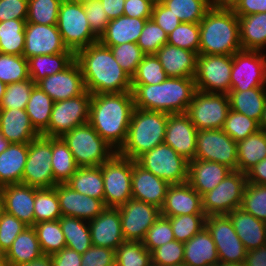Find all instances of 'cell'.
<instances>
[{"mask_svg":"<svg viewBox=\"0 0 266 266\" xmlns=\"http://www.w3.org/2000/svg\"><path fill=\"white\" fill-rule=\"evenodd\" d=\"M85 88L90 94L130 92L131 77L99 41L75 53Z\"/></svg>","mask_w":266,"mask_h":266,"instance_id":"obj_1","label":"cell"},{"mask_svg":"<svg viewBox=\"0 0 266 266\" xmlns=\"http://www.w3.org/2000/svg\"><path fill=\"white\" fill-rule=\"evenodd\" d=\"M134 109L132 91L91 94L88 123L118 152L126 142Z\"/></svg>","mask_w":266,"mask_h":266,"instance_id":"obj_2","label":"cell"},{"mask_svg":"<svg viewBox=\"0 0 266 266\" xmlns=\"http://www.w3.org/2000/svg\"><path fill=\"white\" fill-rule=\"evenodd\" d=\"M135 108L164 112L186 113L196 85L194 78L167 77L155 85H131Z\"/></svg>","mask_w":266,"mask_h":266,"instance_id":"obj_3","label":"cell"},{"mask_svg":"<svg viewBox=\"0 0 266 266\" xmlns=\"http://www.w3.org/2000/svg\"><path fill=\"white\" fill-rule=\"evenodd\" d=\"M202 55H231L242 50L238 16L229 6L214 4L199 22Z\"/></svg>","mask_w":266,"mask_h":266,"instance_id":"obj_4","label":"cell"},{"mask_svg":"<svg viewBox=\"0 0 266 266\" xmlns=\"http://www.w3.org/2000/svg\"><path fill=\"white\" fill-rule=\"evenodd\" d=\"M168 113L135 108L125 144L118 153L136 160L164 142Z\"/></svg>","mask_w":266,"mask_h":266,"instance_id":"obj_5","label":"cell"},{"mask_svg":"<svg viewBox=\"0 0 266 266\" xmlns=\"http://www.w3.org/2000/svg\"><path fill=\"white\" fill-rule=\"evenodd\" d=\"M61 138L79 167L100 166L116 153L89 123L73 128Z\"/></svg>","mask_w":266,"mask_h":266,"instance_id":"obj_6","label":"cell"},{"mask_svg":"<svg viewBox=\"0 0 266 266\" xmlns=\"http://www.w3.org/2000/svg\"><path fill=\"white\" fill-rule=\"evenodd\" d=\"M57 27L64 45L74 53L99 41L80 3L71 0L61 2Z\"/></svg>","mask_w":266,"mask_h":266,"instance_id":"obj_7","label":"cell"},{"mask_svg":"<svg viewBox=\"0 0 266 266\" xmlns=\"http://www.w3.org/2000/svg\"><path fill=\"white\" fill-rule=\"evenodd\" d=\"M104 180V205L117 208L132 199L133 160L116 152L100 165Z\"/></svg>","mask_w":266,"mask_h":266,"instance_id":"obj_8","label":"cell"},{"mask_svg":"<svg viewBox=\"0 0 266 266\" xmlns=\"http://www.w3.org/2000/svg\"><path fill=\"white\" fill-rule=\"evenodd\" d=\"M135 161L170 185L188 182L189 161L164 143L145 152Z\"/></svg>","mask_w":266,"mask_h":266,"instance_id":"obj_9","label":"cell"},{"mask_svg":"<svg viewBox=\"0 0 266 266\" xmlns=\"http://www.w3.org/2000/svg\"><path fill=\"white\" fill-rule=\"evenodd\" d=\"M247 176L239 170H232L213 189L202 195V208L206 216L228 215L240 208Z\"/></svg>","mask_w":266,"mask_h":266,"instance_id":"obj_10","label":"cell"},{"mask_svg":"<svg viewBox=\"0 0 266 266\" xmlns=\"http://www.w3.org/2000/svg\"><path fill=\"white\" fill-rule=\"evenodd\" d=\"M91 94L54 102L48 128L41 134L45 137H62L73 128L88 123Z\"/></svg>","mask_w":266,"mask_h":266,"instance_id":"obj_11","label":"cell"},{"mask_svg":"<svg viewBox=\"0 0 266 266\" xmlns=\"http://www.w3.org/2000/svg\"><path fill=\"white\" fill-rule=\"evenodd\" d=\"M232 56L202 55L197 57L194 81L196 90L228 94L231 88Z\"/></svg>","mask_w":266,"mask_h":266,"instance_id":"obj_12","label":"cell"},{"mask_svg":"<svg viewBox=\"0 0 266 266\" xmlns=\"http://www.w3.org/2000/svg\"><path fill=\"white\" fill-rule=\"evenodd\" d=\"M52 137L40 135L28 143V157L22 184L35 188H52L58 184L52 171Z\"/></svg>","mask_w":266,"mask_h":266,"instance_id":"obj_13","label":"cell"},{"mask_svg":"<svg viewBox=\"0 0 266 266\" xmlns=\"http://www.w3.org/2000/svg\"><path fill=\"white\" fill-rule=\"evenodd\" d=\"M229 109L227 94L196 90L186 114L198 130L222 129Z\"/></svg>","mask_w":266,"mask_h":266,"instance_id":"obj_14","label":"cell"},{"mask_svg":"<svg viewBox=\"0 0 266 266\" xmlns=\"http://www.w3.org/2000/svg\"><path fill=\"white\" fill-rule=\"evenodd\" d=\"M259 50H240L232 56L230 91L266 87V54Z\"/></svg>","mask_w":266,"mask_h":266,"instance_id":"obj_15","label":"cell"},{"mask_svg":"<svg viewBox=\"0 0 266 266\" xmlns=\"http://www.w3.org/2000/svg\"><path fill=\"white\" fill-rule=\"evenodd\" d=\"M195 159L217 162L237 170V142L222 129L198 130Z\"/></svg>","mask_w":266,"mask_h":266,"instance_id":"obj_16","label":"cell"},{"mask_svg":"<svg viewBox=\"0 0 266 266\" xmlns=\"http://www.w3.org/2000/svg\"><path fill=\"white\" fill-rule=\"evenodd\" d=\"M205 227L211 233L220 263L245 261L247 251L228 215L206 216Z\"/></svg>","mask_w":266,"mask_h":266,"instance_id":"obj_17","label":"cell"},{"mask_svg":"<svg viewBox=\"0 0 266 266\" xmlns=\"http://www.w3.org/2000/svg\"><path fill=\"white\" fill-rule=\"evenodd\" d=\"M117 208L125 241L142 242L148 229L161 216L158 207L133 198Z\"/></svg>","mask_w":266,"mask_h":266,"instance_id":"obj_18","label":"cell"},{"mask_svg":"<svg viewBox=\"0 0 266 266\" xmlns=\"http://www.w3.org/2000/svg\"><path fill=\"white\" fill-rule=\"evenodd\" d=\"M36 85L54 102L77 97L86 91L82 72L76 60L66 69L47 76Z\"/></svg>","mask_w":266,"mask_h":266,"instance_id":"obj_19","label":"cell"},{"mask_svg":"<svg viewBox=\"0 0 266 266\" xmlns=\"http://www.w3.org/2000/svg\"><path fill=\"white\" fill-rule=\"evenodd\" d=\"M73 52L63 43L57 25L26 23L23 56L29 59L36 55Z\"/></svg>","mask_w":266,"mask_h":266,"instance_id":"obj_20","label":"cell"},{"mask_svg":"<svg viewBox=\"0 0 266 266\" xmlns=\"http://www.w3.org/2000/svg\"><path fill=\"white\" fill-rule=\"evenodd\" d=\"M198 129L186 113L168 114L164 144L172 147L187 161L195 159Z\"/></svg>","mask_w":266,"mask_h":266,"instance_id":"obj_21","label":"cell"},{"mask_svg":"<svg viewBox=\"0 0 266 266\" xmlns=\"http://www.w3.org/2000/svg\"><path fill=\"white\" fill-rule=\"evenodd\" d=\"M54 188L62 216L80 218L89 222L106 208L101 200L74 191L66 183H58Z\"/></svg>","mask_w":266,"mask_h":266,"instance_id":"obj_22","label":"cell"},{"mask_svg":"<svg viewBox=\"0 0 266 266\" xmlns=\"http://www.w3.org/2000/svg\"><path fill=\"white\" fill-rule=\"evenodd\" d=\"M170 184L133 160L132 198L162 208Z\"/></svg>","mask_w":266,"mask_h":266,"instance_id":"obj_23","label":"cell"},{"mask_svg":"<svg viewBox=\"0 0 266 266\" xmlns=\"http://www.w3.org/2000/svg\"><path fill=\"white\" fill-rule=\"evenodd\" d=\"M92 245L116 250L125 239L118 208L106 207L89 221Z\"/></svg>","mask_w":266,"mask_h":266,"instance_id":"obj_24","label":"cell"},{"mask_svg":"<svg viewBox=\"0 0 266 266\" xmlns=\"http://www.w3.org/2000/svg\"><path fill=\"white\" fill-rule=\"evenodd\" d=\"M0 190L3 196L4 211L15 216L27 226H33L35 224V187L19 183L2 186Z\"/></svg>","mask_w":266,"mask_h":266,"instance_id":"obj_25","label":"cell"},{"mask_svg":"<svg viewBox=\"0 0 266 266\" xmlns=\"http://www.w3.org/2000/svg\"><path fill=\"white\" fill-rule=\"evenodd\" d=\"M189 214H205L202 208V196L188 182L170 185L161 208V215L175 217Z\"/></svg>","mask_w":266,"mask_h":266,"instance_id":"obj_26","label":"cell"},{"mask_svg":"<svg viewBox=\"0 0 266 266\" xmlns=\"http://www.w3.org/2000/svg\"><path fill=\"white\" fill-rule=\"evenodd\" d=\"M155 55L168 77L194 78L198 53L166 43Z\"/></svg>","mask_w":266,"mask_h":266,"instance_id":"obj_27","label":"cell"},{"mask_svg":"<svg viewBox=\"0 0 266 266\" xmlns=\"http://www.w3.org/2000/svg\"><path fill=\"white\" fill-rule=\"evenodd\" d=\"M0 131L10 143H30L40 136L25 109H0Z\"/></svg>","mask_w":266,"mask_h":266,"instance_id":"obj_28","label":"cell"},{"mask_svg":"<svg viewBox=\"0 0 266 266\" xmlns=\"http://www.w3.org/2000/svg\"><path fill=\"white\" fill-rule=\"evenodd\" d=\"M228 216L246 251L266 245V222L258 220L242 208L234 209Z\"/></svg>","mask_w":266,"mask_h":266,"instance_id":"obj_29","label":"cell"},{"mask_svg":"<svg viewBox=\"0 0 266 266\" xmlns=\"http://www.w3.org/2000/svg\"><path fill=\"white\" fill-rule=\"evenodd\" d=\"M231 171L217 162L194 159L189 161L188 183L202 196L213 190Z\"/></svg>","mask_w":266,"mask_h":266,"instance_id":"obj_30","label":"cell"},{"mask_svg":"<svg viewBox=\"0 0 266 266\" xmlns=\"http://www.w3.org/2000/svg\"><path fill=\"white\" fill-rule=\"evenodd\" d=\"M150 18H133L122 15L110 20L99 42L104 46H116L123 43H137L144 25Z\"/></svg>","mask_w":266,"mask_h":266,"instance_id":"obj_31","label":"cell"},{"mask_svg":"<svg viewBox=\"0 0 266 266\" xmlns=\"http://www.w3.org/2000/svg\"><path fill=\"white\" fill-rule=\"evenodd\" d=\"M220 263L211 233L204 227L184 242V266H207Z\"/></svg>","mask_w":266,"mask_h":266,"instance_id":"obj_32","label":"cell"},{"mask_svg":"<svg viewBox=\"0 0 266 266\" xmlns=\"http://www.w3.org/2000/svg\"><path fill=\"white\" fill-rule=\"evenodd\" d=\"M28 157V143H11L0 154V187L22 183Z\"/></svg>","mask_w":266,"mask_h":266,"instance_id":"obj_33","label":"cell"},{"mask_svg":"<svg viewBox=\"0 0 266 266\" xmlns=\"http://www.w3.org/2000/svg\"><path fill=\"white\" fill-rule=\"evenodd\" d=\"M227 95L231 110L244 114L259 123L266 104V87L230 91Z\"/></svg>","mask_w":266,"mask_h":266,"instance_id":"obj_34","label":"cell"},{"mask_svg":"<svg viewBox=\"0 0 266 266\" xmlns=\"http://www.w3.org/2000/svg\"><path fill=\"white\" fill-rule=\"evenodd\" d=\"M43 255L33 226H27L13 241L6 252L10 266L29 263Z\"/></svg>","mask_w":266,"mask_h":266,"instance_id":"obj_35","label":"cell"},{"mask_svg":"<svg viewBox=\"0 0 266 266\" xmlns=\"http://www.w3.org/2000/svg\"><path fill=\"white\" fill-rule=\"evenodd\" d=\"M239 33L243 50H259L266 46V12L240 16Z\"/></svg>","mask_w":266,"mask_h":266,"instance_id":"obj_36","label":"cell"},{"mask_svg":"<svg viewBox=\"0 0 266 266\" xmlns=\"http://www.w3.org/2000/svg\"><path fill=\"white\" fill-rule=\"evenodd\" d=\"M74 60V52L33 56L27 59L29 77L37 84L47 76L66 69Z\"/></svg>","mask_w":266,"mask_h":266,"instance_id":"obj_37","label":"cell"},{"mask_svg":"<svg viewBox=\"0 0 266 266\" xmlns=\"http://www.w3.org/2000/svg\"><path fill=\"white\" fill-rule=\"evenodd\" d=\"M266 158V134L262 130L237 142V170L247 173Z\"/></svg>","mask_w":266,"mask_h":266,"instance_id":"obj_38","label":"cell"},{"mask_svg":"<svg viewBox=\"0 0 266 266\" xmlns=\"http://www.w3.org/2000/svg\"><path fill=\"white\" fill-rule=\"evenodd\" d=\"M66 184L74 191L104 203V180L100 166L79 167Z\"/></svg>","mask_w":266,"mask_h":266,"instance_id":"obj_39","label":"cell"},{"mask_svg":"<svg viewBox=\"0 0 266 266\" xmlns=\"http://www.w3.org/2000/svg\"><path fill=\"white\" fill-rule=\"evenodd\" d=\"M59 221L65 237L66 247L82 255L92 246L88 221L69 216H61Z\"/></svg>","mask_w":266,"mask_h":266,"instance_id":"obj_40","label":"cell"},{"mask_svg":"<svg viewBox=\"0 0 266 266\" xmlns=\"http://www.w3.org/2000/svg\"><path fill=\"white\" fill-rule=\"evenodd\" d=\"M54 101L37 85L31 91L27 112L32 126L41 135L49 125Z\"/></svg>","mask_w":266,"mask_h":266,"instance_id":"obj_41","label":"cell"},{"mask_svg":"<svg viewBox=\"0 0 266 266\" xmlns=\"http://www.w3.org/2000/svg\"><path fill=\"white\" fill-rule=\"evenodd\" d=\"M52 171L57 183H66L79 166L61 137H52Z\"/></svg>","mask_w":266,"mask_h":266,"instance_id":"obj_42","label":"cell"},{"mask_svg":"<svg viewBox=\"0 0 266 266\" xmlns=\"http://www.w3.org/2000/svg\"><path fill=\"white\" fill-rule=\"evenodd\" d=\"M26 20L0 22V53L22 55L25 47Z\"/></svg>","mask_w":266,"mask_h":266,"instance_id":"obj_43","label":"cell"},{"mask_svg":"<svg viewBox=\"0 0 266 266\" xmlns=\"http://www.w3.org/2000/svg\"><path fill=\"white\" fill-rule=\"evenodd\" d=\"M43 254L53 255L66 247L60 221H41L33 225Z\"/></svg>","mask_w":266,"mask_h":266,"instance_id":"obj_44","label":"cell"},{"mask_svg":"<svg viewBox=\"0 0 266 266\" xmlns=\"http://www.w3.org/2000/svg\"><path fill=\"white\" fill-rule=\"evenodd\" d=\"M162 4L181 22L199 23L214 5V0H165Z\"/></svg>","mask_w":266,"mask_h":266,"instance_id":"obj_45","label":"cell"},{"mask_svg":"<svg viewBox=\"0 0 266 266\" xmlns=\"http://www.w3.org/2000/svg\"><path fill=\"white\" fill-rule=\"evenodd\" d=\"M62 216L57 192L52 188H35V224L41 221H54Z\"/></svg>","mask_w":266,"mask_h":266,"instance_id":"obj_46","label":"cell"},{"mask_svg":"<svg viewBox=\"0 0 266 266\" xmlns=\"http://www.w3.org/2000/svg\"><path fill=\"white\" fill-rule=\"evenodd\" d=\"M115 266H152L151 253L142 242L125 241L115 250Z\"/></svg>","mask_w":266,"mask_h":266,"instance_id":"obj_47","label":"cell"},{"mask_svg":"<svg viewBox=\"0 0 266 266\" xmlns=\"http://www.w3.org/2000/svg\"><path fill=\"white\" fill-rule=\"evenodd\" d=\"M28 79V61L23 55L0 53V81L8 85Z\"/></svg>","mask_w":266,"mask_h":266,"instance_id":"obj_48","label":"cell"},{"mask_svg":"<svg viewBox=\"0 0 266 266\" xmlns=\"http://www.w3.org/2000/svg\"><path fill=\"white\" fill-rule=\"evenodd\" d=\"M167 77L155 54L144 55L135 75L131 78V85H155L162 83Z\"/></svg>","mask_w":266,"mask_h":266,"instance_id":"obj_49","label":"cell"},{"mask_svg":"<svg viewBox=\"0 0 266 266\" xmlns=\"http://www.w3.org/2000/svg\"><path fill=\"white\" fill-rule=\"evenodd\" d=\"M63 0H28L27 23L57 25L58 14Z\"/></svg>","mask_w":266,"mask_h":266,"instance_id":"obj_50","label":"cell"},{"mask_svg":"<svg viewBox=\"0 0 266 266\" xmlns=\"http://www.w3.org/2000/svg\"><path fill=\"white\" fill-rule=\"evenodd\" d=\"M170 220L175 240L186 242L205 227V214L179 215L167 217Z\"/></svg>","mask_w":266,"mask_h":266,"instance_id":"obj_51","label":"cell"},{"mask_svg":"<svg viewBox=\"0 0 266 266\" xmlns=\"http://www.w3.org/2000/svg\"><path fill=\"white\" fill-rule=\"evenodd\" d=\"M167 43L198 53L200 47L199 23L181 22L169 35Z\"/></svg>","mask_w":266,"mask_h":266,"instance_id":"obj_52","label":"cell"},{"mask_svg":"<svg viewBox=\"0 0 266 266\" xmlns=\"http://www.w3.org/2000/svg\"><path fill=\"white\" fill-rule=\"evenodd\" d=\"M240 208L266 222V185L247 183Z\"/></svg>","mask_w":266,"mask_h":266,"instance_id":"obj_53","label":"cell"},{"mask_svg":"<svg viewBox=\"0 0 266 266\" xmlns=\"http://www.w3.org/2000/svg\"><path fill=\"white\" fill-rule=\"evenodd\" d=\"M222 130L235 142H238L258 131L259 123L244 114L229 109Z\"/></svg>","mask_w":266,"mask_h":266,"instance_id":"obj_54","label":"cell"},{"mask_svg":"<svg viewBox=\"0 0 266 266\" xmlns=\"http://www.w3.org/2000/svg\"><path fill=\"white\" fill-rule=\"evenodd\" d=\"M35 85L31 78L8 84L0 103V109H25Z\"/></svg>","mask_w":266,"mask_h":266,"instance_id":"obj_55","label":"cell"},{"mask_svg":"<svg viewBox=\"0 0 266 266\" xmlns=\"http://www.w3.org/2000/svg\"><path fill=\"white\" fill-rule=\"evenodd\" d=\"M106 47L110 48L116 62L132 78L145 55L137 43H123Z\"/></svg>","mask_w":266,"mask_h":266,"instance_id":"obj_56","label":"cell"},{"mask_svg":"<svg viewBox=\"0 0 266 266\" xmlns=\"http://www.w3.org/2000/svg\"><path fill=\"white\" fill-rule=\"evenodd\" d=\"M167 43V34L153 19H147L137 45L145 55L156 54Z\"/></svg>","mask_w":266,"mask_h":266,"instance_id":"obj_57","label":"cell"},{"mask_svg":"<svg viewBox=\"0 0 266 266\" xmlns=\"http://www.w3.org/2000/svg\"><path fill=\"white\" fill-rule=\"evenodd\" d=\"M174 240L175 237L172 231L170 220L161 215L148 229L142 243L147 250L152 253L161 245Z\"/></svg>","mask_w":266,"mask_h":266,"instance_id":"obj_58","label":"cell"},{"mask_svg":"<svg viewBox=\"0 0 266 266\" xmlns=\"http://www.w3.org/2000/svg\"><path fill=\"white\" fill-rule=\"evenodd\" d=\"M152 265L180 266L184 260V242L170 241L151 253Z\"/></svg>","mask_w":266,"mask_h":266,"instance_id":"obj_59","label":"cell"},{"mask_svg":"<svg viewBox=\"0 0 266 266\" xmlns=\"http://www.w3.org/2000/svg\"><path fill=\"white\" fill-rule=\"evenodd\" d=\"M27 227L15 216L3 211L0 215V246L7 252L15 238Z\"/></svg>","mask_w":266,"mask_h":266,"instance_id":"obj_60","label":"cell"},{"mask_svg":"<svg viewBox=\"0 0 266 266\" xmlns=\"http://www.w3.org/2000/svg\"><path fill=\"white\" fill-rule=\"evenodd\" d=\"M87 20L89 21L92 32L100 38L105 32L110 19L104 11L100 0H93L83 5Z\"/></svg>","mask_w":266,"mask_h":266,"instance_id":"obj_61","label":"cell"},{"mask_svg":"<svg viewBox=\"0 0 266 266\" xmlns=\"http://www.w3.org/2000/svg\"><path fill=\"white\" fill-rule=\"evenodd\" d=\"M81 266H115V250L92 245L82 254Z\"/></svg>","mask_w":266,"mask_h":266,"instance_id":"obj_62","label":"cell"},{"mask_svg":"<svg viewBox=\"0 0 266 266\" xmlns=\"http://www.w3.org/2000/svg\"><path fill=\"white\" fill-rule=\"evenodd\" d=\"M28 0H0V22L27 20Z\"/></svg>","mask_w":266,"mask_h":266,"instance_id":"obj_63","label":"cell"},{"mask_svg":"<svg viewBox=\"0 0 266 266\" xmlns=\"http://www.w3.org/2000/svg\"><path fill=\"white\" fill-rule=\"evenodd\" d=\"M151 19L169 35L181 21L162 3L154 4Z\"/></svg>","mask_w":266,"mask_h":266,"instance_id":"obj_64","label":"cell"},{"mask_svg":"<svg viewBox=\"0 0 266 266\" xmlns=\"http://www.w3.org/2000/svg\"><path fill=\"white\" fill-rule=\"evenodd\" d=\"M154 3L151 0H125L123 15L133 18H151Z\"/></svg>","mask_w":266,"mask_h":266,"instance_id":"obj_65","label":"cell"},{"mask_svg":"<svg viewBox=\"0 0 266 266\" xmlns=\"http://www.w3.org/2000/svg\"><path fill=\"white\" fill-rule=\"evenodd\" d=\"M229 7L240 16L266 12V0H234Z\"/></svg>","mask_w":266,"mask_h":266,"instance_id":"obj_66","label":"cell"},{"mask_svg":"<svg viewBox=\"0 0 266 266\" xmlns=\"http://www.w3.org/2000/svg\"><path fill=\"white\" fill-rule=\"evenodd\" d=\"M81 257V254L68 247L51 255L53 266H81Z\"/></svg>","mask_w":266,"mask_h":266,"instance_id":"obj_67","label":"cell"},{"mask_svg":"<svg viewBox=\"0 0 266 266\" xmlns=\"http://www.w3.org/2000/svg\"><path fill=\"white\" fill-rule=\"evenodd\" d=\"M246 176L248 183L266 185V158L251 168Z\"/></svg>","mask_w":266,"mask_h":266,"instance_id":"obj_68","label":"cell"},{"mask_svg":"<svg viewBox=\"0 0 266 266\" xmlns=\"http://www.w3.org/2000/svg\"><path fill=\"white\" fill-rule=\"evenodd\" d=\"M244 263L246 266H266V245L247 251Z\"/></svg>","mask_w":266,"mask_h":266,"instance_id":"obj_69","label":"cell"},{"mask_svg":"<svg viewBox=\"0 0 266 266\" xmlns=\"http://www.w3.org/2000/svg\"><path fill=\"white\" fill-rule=\"evenodd\" d=\"M110 20L123 15L125 0H100Z\"/></svg>","mask_w":266,"mask_h":266,"instance_id":"obj_70","label":"cell"},{"mask_svg":"<svg viewBox=\"0 0 266 266\" xmlns=\"http://www.w3.org/2000/svg\"><path fill=\"white\" fill-rule=\"evenodd\" d=\"M17 266H53L51 255L43 254L39 258L32 260L29 263H24Z\"/></svg>","mask_w":266,"mask_h":266,"instance_id":"obj_71","label":"cell"},{"mask_svg":"<svg viewBox=\"0 0 266 266\" xmlns=\"http://www.w3.org/2000/svg\"><path fill=\"white\" fill-rule=\"evenodd\" d=\"M11 143L1 134L0 131V154L8 148Z\"/></svg>","mask_w":266,"mask_h":266,"instance_id":"obj_72","label":"cell"},{"mask_svg":"<svg viewBox=\"0 0 266 266\" xmlns=\"http://www.w3.org/2000/svg\"><path fill=\"white\" fill-rule=\"evenodd\" d=\"M259 129L262 131H266V104H265L264 111L262 113V117L259 121Z\"/></svg>","mask_w":266,"mask_h":266,"instance_id":"obj_73","label":"cell"},{"mask_svg":"<svg viewBox=\"0 0 266 266\" xmlns=\"http://www.w3.org/2000/svg\"><path fill=\"white\" fill-rule=\"evenodd\" d=\"M234 0H214V4L220 6H229Z\"/></svg>","mask_w":266,"mask_h":266,"instance_id":"obj_74","label":"cell"},{"mask_svg":"<svg viewBox=\"0 0 266 266\" xmlns=\"http://www.w3.org/2000/svg\"><path fill=\"white\" fill-rule=\"evenodd\" d=\"M6 86H7L6 84H4L2 81H0V103H1L3 95L5 93Z\"/></svg>","mask_w":266,"mask_h":266,"instance_id":"obj_75","label":"cell"},{"mask_svg":"<svg viewBox=\"0 0 266 266\" xmlns=\"http://www.w3.org/2000/svg\"><path fill=\"white\" fill-rule=\"evenodd\" d=\"M221 266H246L244 262L221 263Z\"/></svg>","mask_w":266,"mask_h":266,"instance_id":"obj_76","label":"cell"},{"mask_svg":"<svg viewBox=\"0 0 266 266\" xmlns=\"http://www.w3.org/2000/svg\"><path fill=\"white\" fill-rule=\"evenodd\" d=\"M4 211V207H3V196H2V192L0 190V215L1 213Z\"/></svg>","mask_w":266,"mask_h":266,"instance_id":"obj_77","label":"cell"},{"mask_svg":"<svg viewBox=\"0 0 266 266\" xmlns=\"http://www.w3.org/2000/svg\"><path fill=\"white\" fill-rule=\"evenodd\" d=\"M0 260H7L6 259V252L0 246Z\"/></svg>","mask_w":266,"mask_h":266,"instance_id":"obj_78","label":"cell"},{"mask_svg":"<svg viewBox=\"0 0 266 266\" xmlns=\"http://www.w3.org/2000/svg\"><path fill=\"white\" fill-rule=\"evenodd\" d=\"M71 1H74V2H77V3L84 5L86 3L92 2L93 0H71Z\"/></svg>","mask_w":266,"mask_h":266,"instance_id":"obj_79","label":"cell"},{"mask_svg":"<svg viewBox=\"0 0 266 266\" xmlns=\"http://www.w3.org/2000/svg\"><path fill=\"white\" fill-rule=\"evenodd\" d=\"M0 266H10L8 260H0Z\"/></svg>","mask_w":266,"mask_h":266,"instance_id":"obj_80","label":"cell"}]
</instances>
